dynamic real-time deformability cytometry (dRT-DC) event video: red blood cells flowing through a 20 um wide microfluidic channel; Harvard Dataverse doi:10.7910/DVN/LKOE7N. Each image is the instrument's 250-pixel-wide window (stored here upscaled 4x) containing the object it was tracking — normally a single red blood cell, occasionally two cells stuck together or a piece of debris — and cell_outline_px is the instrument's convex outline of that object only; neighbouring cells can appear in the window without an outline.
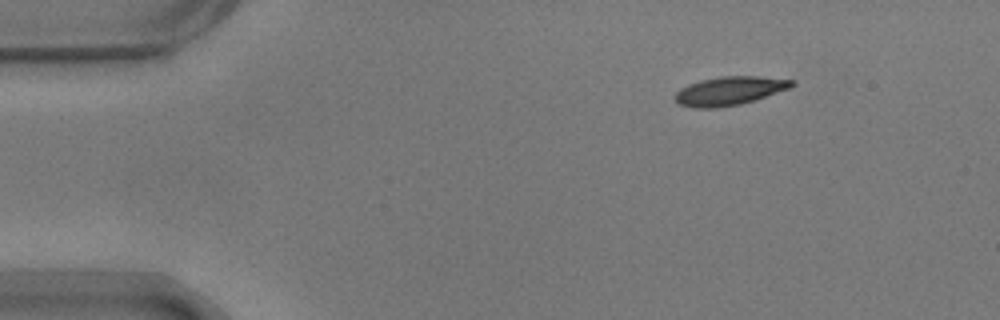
{"species": "common noctule bat (a hibernating species)", "species_latin": "Nyctalus noctula", "temperature_condition": "warm", "stored_images_in_passage": 48, "camera_frame_rate_fps": 3000, "um_per_image_px": 0.085, "animal": {"sex": "male", "body_mass_g": 17.9}, "frame": {"image": 1, "passage_image": 1, "time_ms": 0.0, "image_size_px": [1000, 320], "cell_outline_px": [[796, 84], [792, 88], [756, 100], [740, 104], [716, 108], [692, 108], [680, 104], [672, 96], [680, 88], [688, 84], [700, 80], [720, 76], [760, 76], [796, 80]], "centroid_in_image_um": [62.04, 7.72], "position_along_channel_um": 23.0, "area_um2": 19.88}}
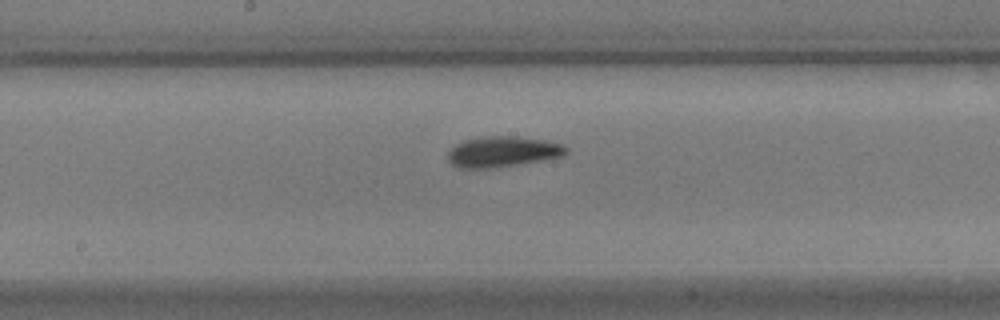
{"frame": {"image": 2, "passage_image": 22, "time_ms": 7.0, "image_size_px": [1000, 320], "cell_outline_px": [[568, 152], [560, 156], [544, 160], [520, 164], [492, 168], [456, 168], [448, 160], [448, 152], [456, 144], [464, 140], [488, 136], [516, 136], [544, 140], [560, 144], [568, 148]], "centroid_in_image_um": [42.71, 12.9], "position_along_channel_um": 205.5, "area_um2": 21.04}}
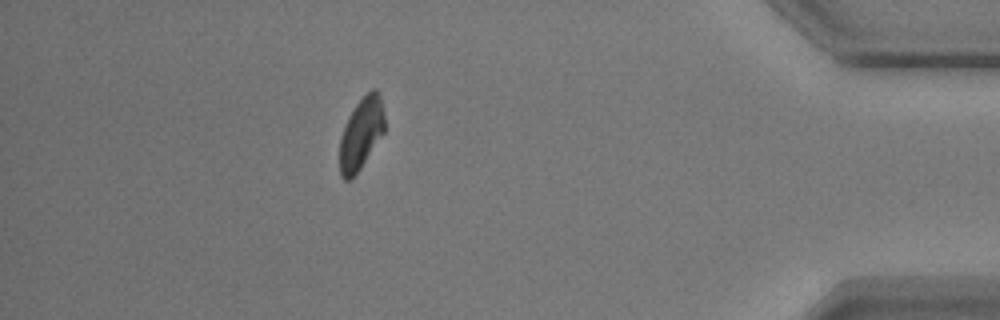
{"frame": {"image": 3, "passage_image": 42, "time_ms": 13.667, "image_size_px": [1000, 320], "cell_outline_px": [[384, 132], [352, 180], [344, 180], [340, 176], [340, 136], [344, 124], [348, 116], [356, 104], [372, 88], [376, 88], [380, 92], [384, 116]], "centroid_in_image_um": [30.68, 11.34], "position_along_channel_um": 404.5, "area_um2": 18.79}, "authors_computed_cell_mechanics": {"area_um2": 19.9121, "velocity_mm_per_s": 3.6772, "shape_relaxation_time_tau1_ms": 3.155, "shape_relaxation_time_tau2_ms": 9.7423, "deformation_change_tau1": 0.125, "deformation_change_tau2": 0.1712}}